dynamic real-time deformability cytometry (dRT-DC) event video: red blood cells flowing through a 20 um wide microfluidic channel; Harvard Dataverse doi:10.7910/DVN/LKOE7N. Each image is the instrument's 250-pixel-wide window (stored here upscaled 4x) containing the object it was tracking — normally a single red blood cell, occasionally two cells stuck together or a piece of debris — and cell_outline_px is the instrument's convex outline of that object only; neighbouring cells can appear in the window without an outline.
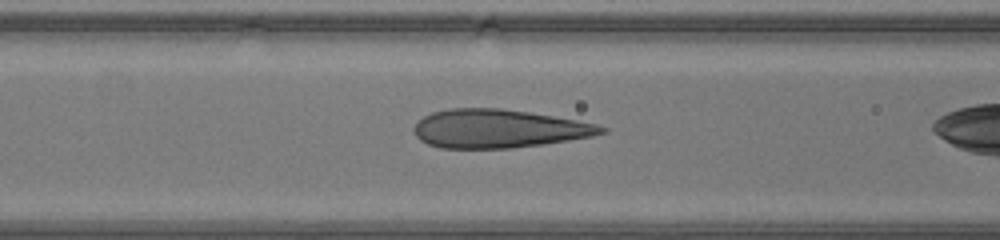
{"species": "human", "species_latin": "Homo sapiens", "temperature_condition": "warm", "stored_images_in_passage": 21, "camera_frame_rate_fps": 3000, "um_per_image_px": 0.085, "donor": {"sex": "male"}, "frame": {"image": 1, "passage_image": 4, "time_ms": 1.0, "image_size_px": [1000, 240], "cell_outline_px": [[608, 132], [592, 136], [544, 144], [512, 148], [440, 148], [428, 144], [420, 140], [416, 136], [412, 128], [424, 116], [432, 112], [452, 108], [500, 108], [528, 112], [576, 120], [596, 124], [608, 128]], "centroid_in_image_um": [42.37, 10.94], "position_along_channel_um": 124.2, "area_um2": 41.91}}
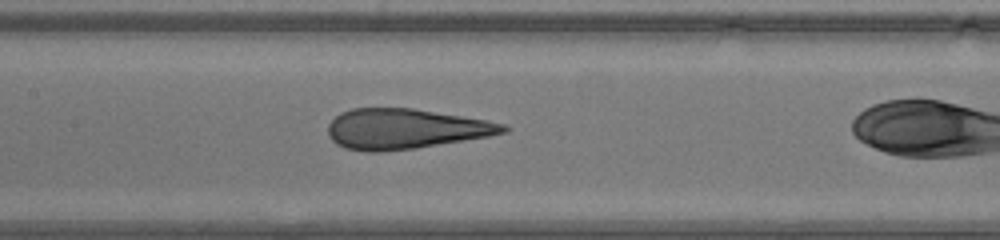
{"frame": {"image": 2, "passage_image": 7, "time_ms": 2.0, "image_size_px": [1000, 240], "cell_outline_px": [[512, 128], [508, 132], [488, 136], [416, 148], [376, 152], [368, 152], [344, 148], [336, 144], [328, 136], [328, 124], [340, 112], [352, 108], [412, 108], [464, 116], [488, 120], [504, 124]], "centroid_in_image_um": [34.45, 10.95], "position_along_channel_um": 173.0, "area_um2": 41.15}}
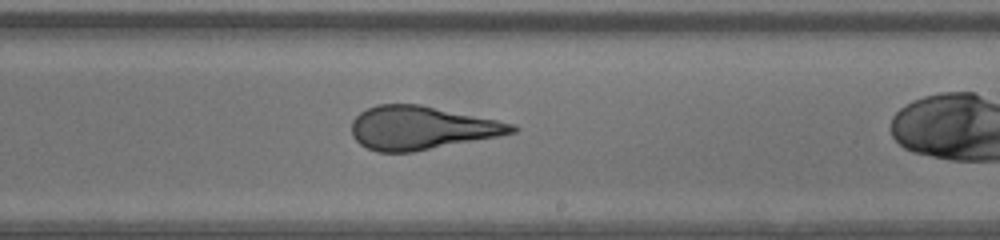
{"frame": {"image": 3, "passage_image": 12, "time_ms": 3.667, "image_size_px": [1000, 240], "cell_outline_px": [[520, 128], [516, 132], [500, 136], [412, 152], [376, 152], [360, 144], [352, 136], [352, 120], [360, 112], [376, 104], [420, 104], [516, 124]], "centroid_in_image_um": [35.83, 10.87], "position_along_channel_um": 253.2, "area_um2": 40.58}}